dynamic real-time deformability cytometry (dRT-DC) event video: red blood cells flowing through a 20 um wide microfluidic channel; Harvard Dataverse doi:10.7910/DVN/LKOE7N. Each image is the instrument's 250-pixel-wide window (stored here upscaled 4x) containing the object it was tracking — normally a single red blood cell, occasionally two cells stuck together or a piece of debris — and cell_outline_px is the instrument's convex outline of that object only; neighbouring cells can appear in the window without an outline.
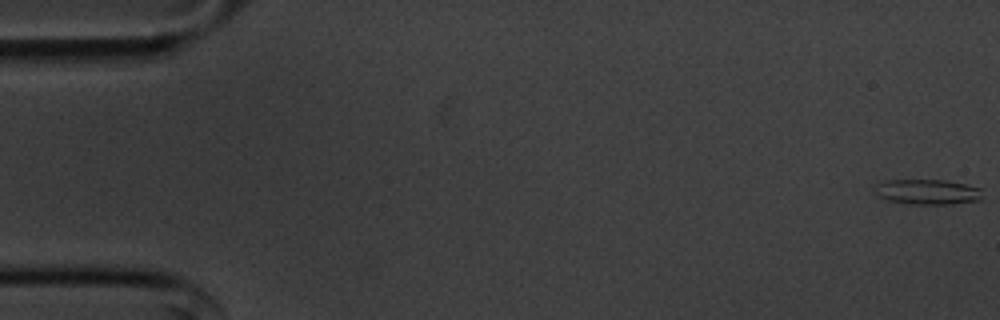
{"species": "common noctule bat (a hibernating species)", "species_latin": "Nyctalus noctula", "temperature_condition": "cold", "stored_images_in_passage": 55, "camera_frame_rate_fps": 3000, "um_per_image_px": 0.085, "animal": {"sex": "male", "body_mass_g": 20.1, "forearm_length_mm": 53.5}, "frame": {"image": 1, "passage_image": 1, "time_ms": 0.0, "image_size_px": [1000, 320], "cell_outline_px": [[984, 200], [952, 204], [912, 204], [888, 200], [880, 196], [876, 192], [876, 184], [888, 180], [948, 180], [980, 188]], "centroid_in_image_um": [78.91, 16.31], "position_along_channel_um": 6.1, "area_um2": 15.78}}
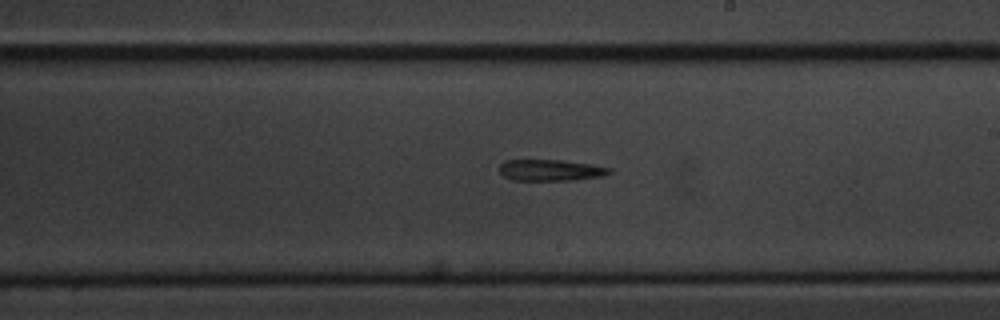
{"frame": {"image": 2, "passage_image": 32, "time_ms": 10.333, "image_size_px": [1000, 320], "cell_outline_px": [[612, 172], [604, 176], [572, 180], [512, 180], [504, 176], [500, 172], [500, 164], [504, 160], [560, 160], [592, 164], [612, 168]], "centroid_in_image_um": [46.83, 14.46], "position_along_channel_um": 242.2, "area_um2": 13.7}}
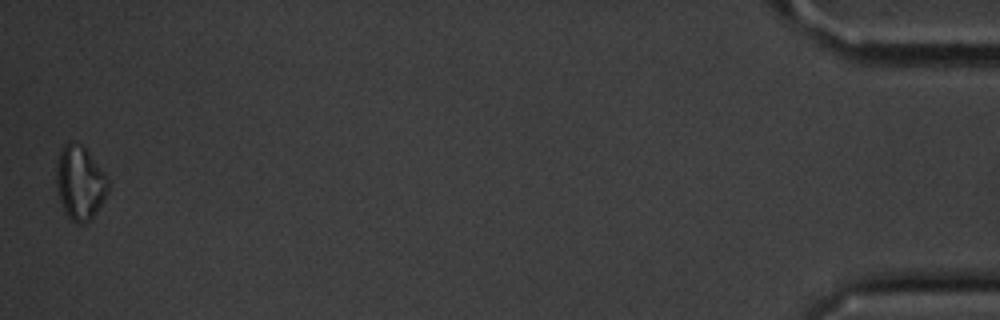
{"frame": {"image": 3, "passage_image": 55, "time_ms": 18.0, "image_size_px": [1000, 320], "cell_outline_px": [[108, 192], [104, 200], [96, 212], [88, 220], [80, 224], [76, 224], [68, 220], [64, 212], [60, 200], [56, 184], [56, 168], [60, 152], [64, 144], [68, 140], [72, 140], [80, 144], [84, 148], [104, 172], [108, 180]], "centroid_in_image_um": [6.77, 15.55], "position_along_channel_um": 428.4, "area_um2": 22.25}}